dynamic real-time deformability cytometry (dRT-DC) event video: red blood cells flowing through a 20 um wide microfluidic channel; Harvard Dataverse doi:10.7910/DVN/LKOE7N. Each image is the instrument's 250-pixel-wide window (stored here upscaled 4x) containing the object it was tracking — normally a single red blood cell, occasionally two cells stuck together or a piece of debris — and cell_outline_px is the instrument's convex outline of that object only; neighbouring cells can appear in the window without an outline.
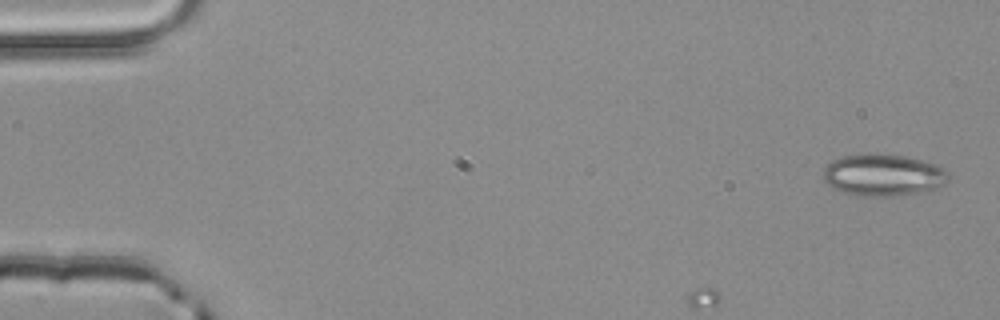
{"species": "common noctule bat (a hibernating species)", "species_latin": "Nyctalus noctula", "temperature_condition": "room temperature", "stored_images_in_passage": 3, "camera_frame_rate_fps": 3000, "um_per_image_px": 0.085, "animal": {"sex": "male", "body_mass_g": 20.4}, "frame": {"image": 1, "passage_image": 1, "time_ms": 0.0, "image_size_px": [1000, 320], "cell_outline_px": [[948, 180], [944, 184], [936, 188], [916, 192], [892, 196], [864, 196], [844, 192], [828, 184], [824, 180], [824, 168], [832, 160], [844, 156], [904, 156], [924, 160], [936, 164], [944, 168], [948, 172]], "centroid_in_image_um": [75.11, 14.9], "position_along_channel_um": 9.9, "area_um2": 29.59}}